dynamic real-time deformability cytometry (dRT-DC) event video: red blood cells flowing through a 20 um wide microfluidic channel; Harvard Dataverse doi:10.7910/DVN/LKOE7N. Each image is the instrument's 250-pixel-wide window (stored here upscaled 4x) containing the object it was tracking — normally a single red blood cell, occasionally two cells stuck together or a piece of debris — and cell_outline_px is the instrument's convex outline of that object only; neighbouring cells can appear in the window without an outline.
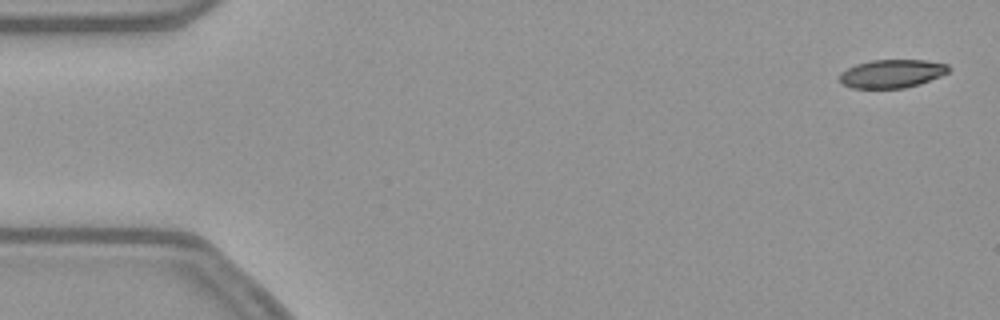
{"species": "common noctule bat (a hibernating species)", "species_latin": "Nyctalus noctula", "temperature_condition": "warm", "stored_images_in_passage": 54, "camera_frame_rate_fps": 3000, "um_per_image_px": 0.085, "animal": {"sex": "female", "body_mass_g": 21.9}, "frame": {"image": 1, "passage_image": 2, "time_ms": 0.333, "image_size_px": [1000, 320], "cell_outline_px": [[952, 68], [948, 72], [940, 76], [920, 84], [904, 88], [852, 88], [844, 84], [840, 80], [840, 72], [856, 64], [872, 60], [924, 60], [948, 64]], "centroid_in_image_um": [75.84, 6.25], "position_along_channel_um": 9.2, "area_um2": 17.98}}
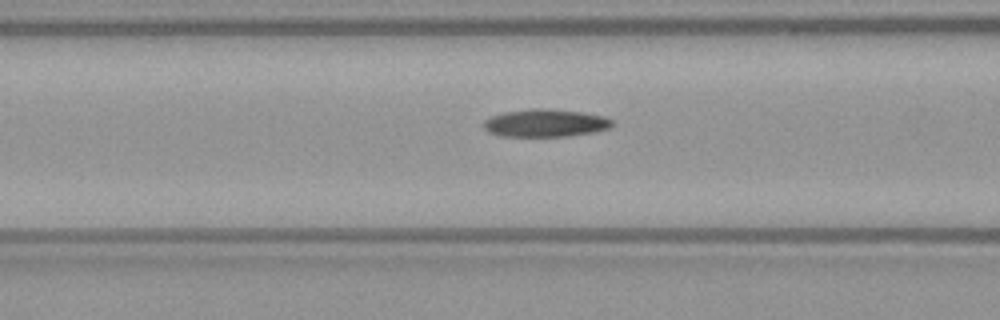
{"frame": {"image": 2, "passage_image": 21, "time_ms": 6.667, "image_size_px": [1000, 320], "cell_outline_px": [[612, 124], [608, 128], [592, 132], [568, 136], [500, 136], [488, 132], [484, 128], [484, 120], [492, 116], [504, 112], [532, 108], [548, 108], [584, 112], [604, 116], [612, 120]], "centroid_in_image_um": [46.34, 10.45], "position_along_channel_um": 120.3, "area_um2": 20.75}}
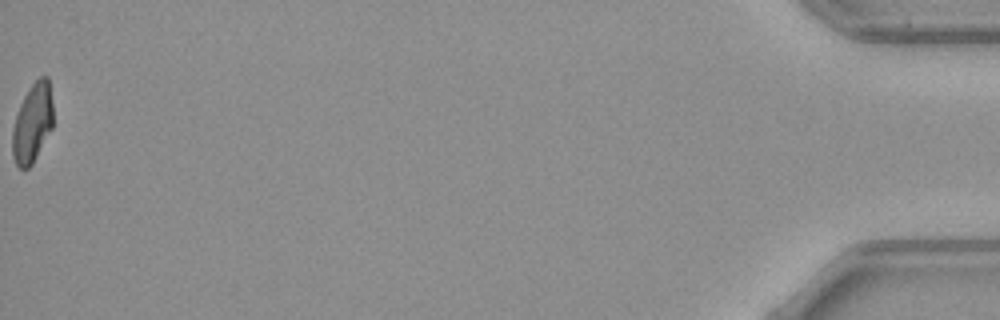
{"frame": {"image": 3, "passage_image": 54, "time_ms": 17.667, "image_size_px": [1000, 320], "cell_outline_px": [[52, 128], [32, 164], [28, 168], [20, 168], [16, 164], [12, 156], [12, 128], [20, 104], [28, 88], [40, 76], [48, 76], [52, 100]], "centroid_in_image_um": [2.75, 10.44], "position_along_channel_um": 432.5, "area_um2": 18.73}, "authors_computed_cell_mechanics": {"area_um2": 20.2878, "velocity_mm_per_s": 3.8428, "shape_relaxation_time_tau1_ms": null, "shape_relaxation_time_tau2_ms": 4.1581, "deformation_change_tau1": null, "deformation_change_tau2": 0.1105}}